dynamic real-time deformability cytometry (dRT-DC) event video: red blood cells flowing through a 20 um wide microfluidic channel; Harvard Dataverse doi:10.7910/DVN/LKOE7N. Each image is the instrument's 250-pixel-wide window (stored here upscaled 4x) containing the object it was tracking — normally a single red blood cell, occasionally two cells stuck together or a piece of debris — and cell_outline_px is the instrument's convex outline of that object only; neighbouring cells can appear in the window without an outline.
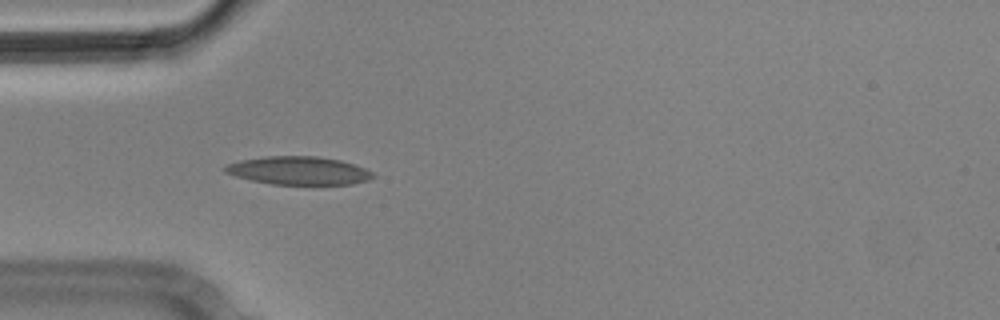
{"species": "Egyptian fruit bat (a non-hibernating species)", "species_latin": "Rousettus aegyptiacus", "temperature_condition": "cold", "stored_images_in_passage": 7, "camera_frame_rate_fps": 3000, "um_per_image_px": 0.085, "animal": {"sex": "male"}, "frame": {"image": 1, "passage_image": 5, "time_ms": 1.333, "image_size_px": [1000, 320], "cell_outline_px": [[376, 176], [368, 180], [352, 184], [312, 188], [272, 184], [252, 180], [236, 176], [224, 172], [224, 168], [228, 164], [240, 160], [268, 156], [316, 156], [340, 160], [364, 168], [372, 172]], "centroid_in_image_um": [25.44, 14.56], "position_along_channel_um": 59.6, "area_um2": 25.2}}
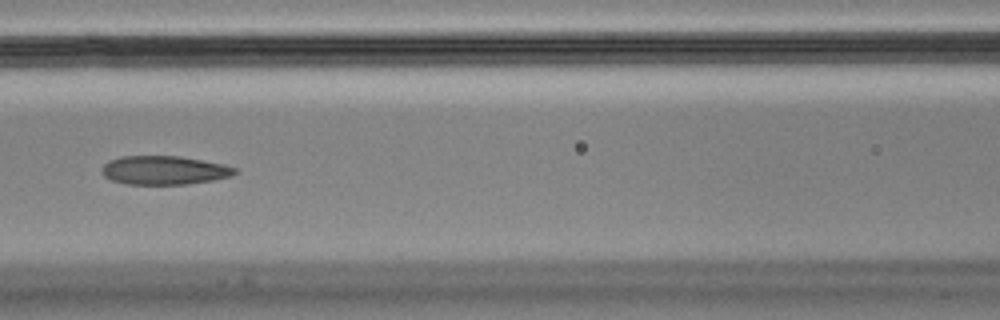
{"frame": {"image": 2, "passage_image": 7, "time_ms": 2.0, "image_size_px": [1000, 320], "cell_outline_px": [[236, 172], [232, 176], [212, 180], [188, 184], [128, 184], [112, 180], [104, 176], [104, 164], [108, 160], [120, 156], [180, 156], [224, 164], [236, 168]], "centroid_in_image_um": [13.97, 14.46], "position_along_channel_um": 152.6, "area_um2": 22.14}}